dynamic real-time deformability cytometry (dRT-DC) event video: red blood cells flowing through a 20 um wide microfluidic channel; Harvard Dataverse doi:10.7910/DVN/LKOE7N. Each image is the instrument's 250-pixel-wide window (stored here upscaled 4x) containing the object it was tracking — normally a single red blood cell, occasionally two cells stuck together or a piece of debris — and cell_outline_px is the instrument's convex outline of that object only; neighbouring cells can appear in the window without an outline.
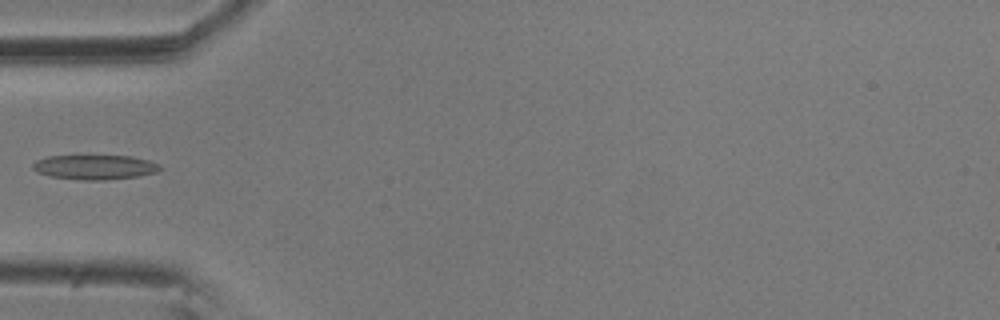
{"species": "common noctule bat (a hibernating species)", "species_latin": "Nyctalus noctula", "temperature_condition": "room temperature", "stored_images_in_passage": 6, "camera_frame_rate_fps": 3000, "um_per_image_px": 0.085, "animal": {"sex": "male", "body_mass_g": 20.5, "forearm_length_mm": 52.5}, "frame": {"image": 1, "passage_image": 5, "time_ms": 1.333, "image_size_px": [1000, 320], "cell_outline_px": [[160, 168], [156, 172], [140, 176], [100, 180], [80, 180], [52, 176], [36, 172], [32, 168], [32, 164], [36, 160], [48, 156], [132, 156], [148, 160], [160, 164]], "centroid_in_image_um": [8.05, 14.2], "position_along_channel_um": 77.0, "area_um2": 18.15}}
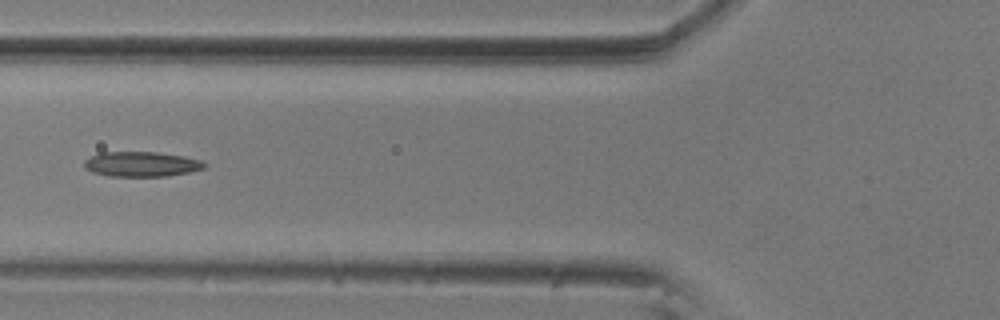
{"frame": {"image": 2, "passage_image": 6, "time_ms": 1.667, "image_size_px": [1000, 320], "cell_outline_px": [[208, 164], [204, 168], [188, 172], [168, 176], [108, 176], [92, 172], [84, 168], [84, 160], [100, 152], [156, 152], [184, 156], [200, 160]], "centroid_in_image_um": [12.01, 13.95], "position_along_channel_um": 113.8, "area_um2": 17.51}}